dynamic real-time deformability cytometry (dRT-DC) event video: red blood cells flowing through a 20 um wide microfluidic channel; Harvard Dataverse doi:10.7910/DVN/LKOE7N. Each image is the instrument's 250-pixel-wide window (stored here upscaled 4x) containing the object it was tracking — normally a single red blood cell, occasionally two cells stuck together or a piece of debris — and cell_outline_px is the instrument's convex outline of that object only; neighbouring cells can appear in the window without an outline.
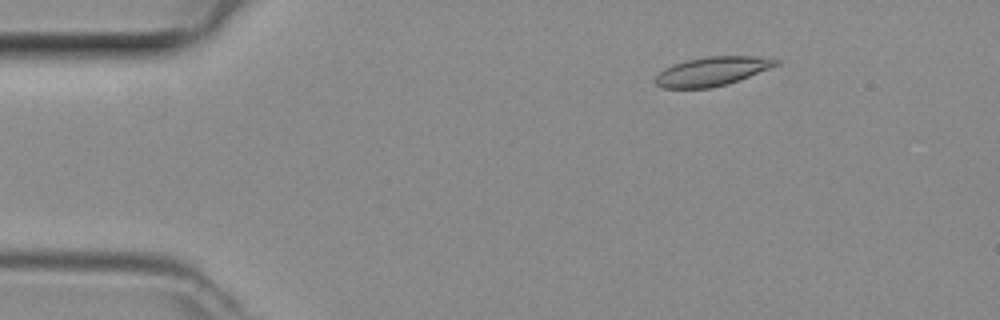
{"species": "common noctule bat (a hibernating species)", "species_latin": "Nyctalus noctula", "temperature_condition": "room temperature", "stored_images_in_passage": 46, "camera_frame_rate_fps": 3000, "um_per_image_px": 0.085, "animal": {"sex": "female", "body_mass_g": 29.2, "forearm_length_mm": 56.3}, "frame": {"image": 1, "passage_image": 5, "time_ms": 1.333, "image_size_px": [1000, 320], "cell_outline_px": [[780, 64], [740, 80], [728, 84], [712, 88], [664, 88], [656, 84], [656, 76], [664, 68], [672, 64], [704, 56], [756, 56], [780, 60]], "centroid_in_image_um": [60.55, 6.06], "position_along_channel_um": 24.5, "area_um2": 20.4}}
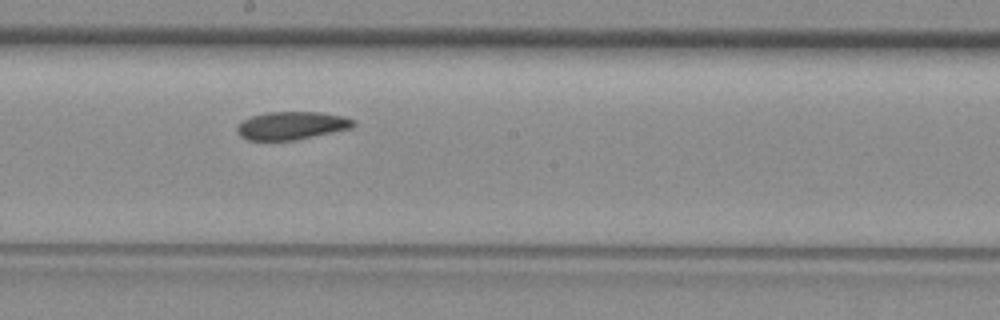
{"frame": {"image": 2, "passage_image": 24, "time_ms": 7.667, "image_size_px": [1000, 320], "cell_outline_px": [[356, 124], [352, 128], [296, 140], [248, 140], [240, 136], [236, 132], [236, 128], [244, 120], [252, 116], [268, 112], [320, 112], [344, 116], [356, 120]], "centroid_in_image_um": [24.82, 10.67], "position_along_channel_um": 223.4, "area_um2": 19.02}}
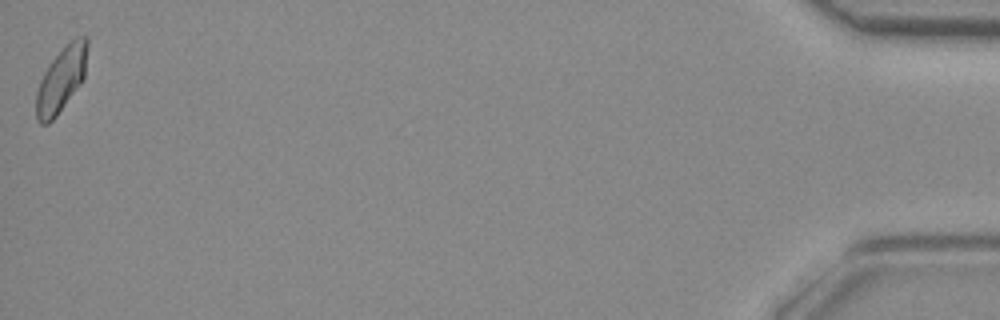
{"frame": {"image": 3, "passage_image": 46, "time_ms": 15.0, "image_size_px": [1000, 320], "cell_outline_px": [[88, 48], [84, 76], [80, 84], [56, 116], [48, 124], [40, 124], [36, 120], [36, 92], [40, 80], [48, 64], [76, 36], [88, 36]], "centroid_in_image_um": [5.2, 6.76], "position_along_channel_um": 430.0, "area_um2": 19.19}}